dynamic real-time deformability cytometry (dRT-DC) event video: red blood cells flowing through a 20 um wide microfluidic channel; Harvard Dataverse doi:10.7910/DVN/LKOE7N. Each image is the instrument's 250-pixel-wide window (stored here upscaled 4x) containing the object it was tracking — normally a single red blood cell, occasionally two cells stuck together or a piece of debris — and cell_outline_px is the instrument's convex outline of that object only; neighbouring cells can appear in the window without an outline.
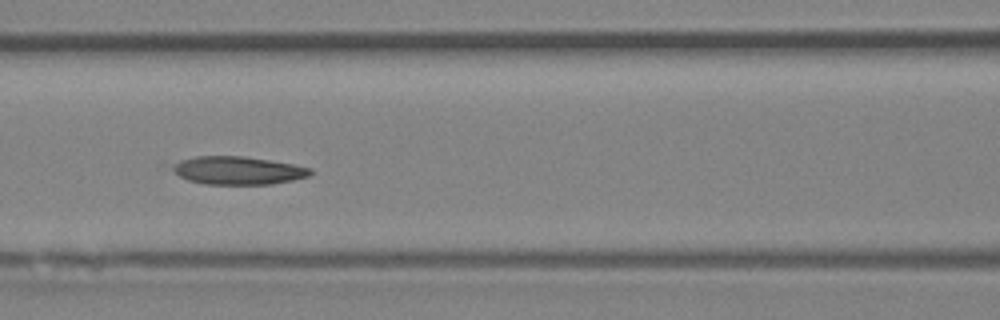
{"species": "Egyptian fruit bat (a non-hibernating species)", "species_latin": "Rousettus aegyptiacus", "temperature_condition": "room temperature", "stored_images_in_passage": 31, "camera_frame_rate_fps": 3000, "um_per_image_px": 0.085, "animal": {"sex": "female"}, "frame": {"image": 1, "passage_image": 10, "time_ms": 3.0, "image_size_px": [1000, 320], "cell_outline_px": [[312, 172], [308, 176], [292, 180], [272, 184], [204, 184], [188, 180], [180, 176], [172, 168], [172, 164], [180, 160], [196, 156], [244, 156], [292, 164], [312, 168]], "centroid_in_image_um": [20.21, 14.49], "position_along_channel_um": 146.4, "area_um2": 22.37}}
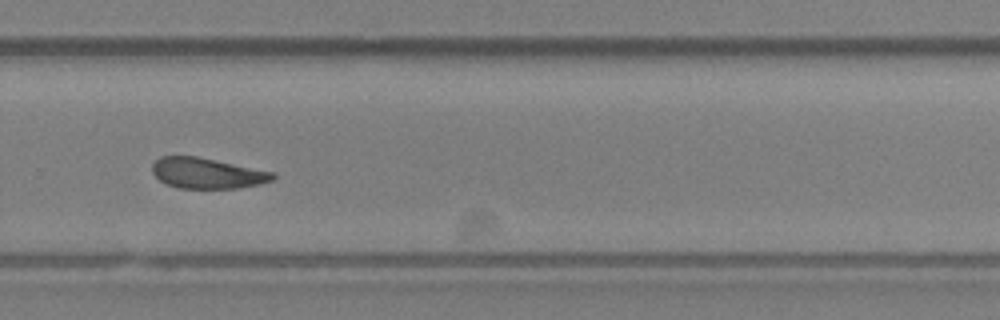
{"frame": {"image": 2, "passage_image": 22, "time_ms": 7.0, "image_size_px": [1000, 320], "cell_outline_px": [[276, 176], [272, 180], [260, 184], [236, 188], [180, 188], [168, 184], [160, 180], [152, 172], [152, 164], [160, 156], [196, 156], [276, 172]], "centroid_in_image_um": [17.63, 14.71], "position_along_channel_um": 312.2, "area_um2": 21.44}, "authors_computed_cell_mechanics": {"area_um2": 21.7328, "velocity_mm_per_s": 4.1452, "shape_relaxation_time_tau1_ms": null, "shape_relaxation_time_tau2_ms": 3.478, "deformation_change_tau1": null, "deformation_change_tau2": 0.1095}}